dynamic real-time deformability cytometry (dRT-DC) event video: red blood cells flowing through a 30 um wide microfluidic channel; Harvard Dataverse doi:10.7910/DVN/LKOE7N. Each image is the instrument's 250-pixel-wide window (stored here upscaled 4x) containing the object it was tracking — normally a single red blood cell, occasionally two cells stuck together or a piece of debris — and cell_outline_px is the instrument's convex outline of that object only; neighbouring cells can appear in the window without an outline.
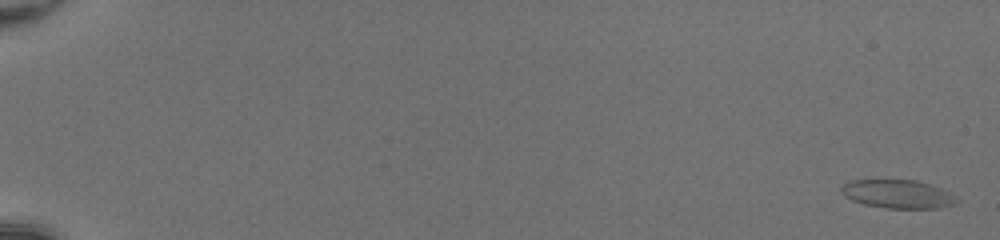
{"species": "common noctule bat (a hibernating species)", "species_latin": "Nyctalus noctula", "temperature_condition": "room temperature", "stored_images_in_passage": 17, "segment_of_instrument_passage": [1, 2], "camera_frame_rate_fps": 3000, "um_per_image_px": 0.085, "animal": {"sex": "female", "body_mass_g": 20.0, "forearm_length_mm": 54.0}, "frame": {"image": 1, "passage_image": 2, "time_ms": 0.333, "image_size_px": [1000, 240], "cell_outline_px": [[960, 200], [952, 204], [940, 208], [888, 208], [864, 204], [852, 200], [844, 196], [840, 192], [840, 188], [848, 180], [916, 180], [940, 188]], "centroid_in_image_um": [76.25, 16.49], "position_along_channel_um": 8.7, "area_um2": 18.96}}
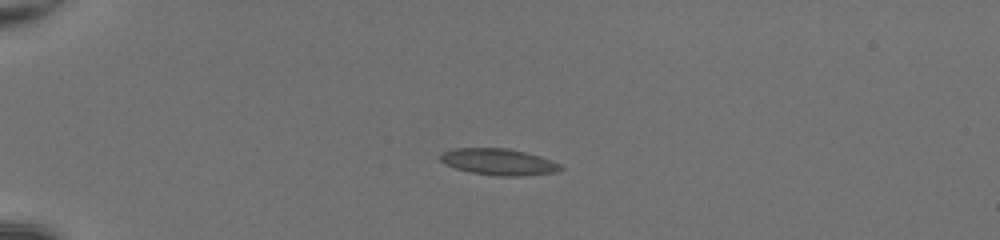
{"frame": {"image": 2, "passage_image": 16, "time_ms": 5.0, "image_size_px": [1000, 240], "cell_outline_px": [[564, 168], [556, 172], [520, 176], [500, 176], [472, 172], [456, 168], [444, 164], [440, 160], [440, 152], [456, 148], [508, 148], [540, 156], [552, 160], [560, 164]], "centroid_in_image_um": [42.38, 13.75], "position_along_channel_um": 42.6, "area_um2": 18.5}}